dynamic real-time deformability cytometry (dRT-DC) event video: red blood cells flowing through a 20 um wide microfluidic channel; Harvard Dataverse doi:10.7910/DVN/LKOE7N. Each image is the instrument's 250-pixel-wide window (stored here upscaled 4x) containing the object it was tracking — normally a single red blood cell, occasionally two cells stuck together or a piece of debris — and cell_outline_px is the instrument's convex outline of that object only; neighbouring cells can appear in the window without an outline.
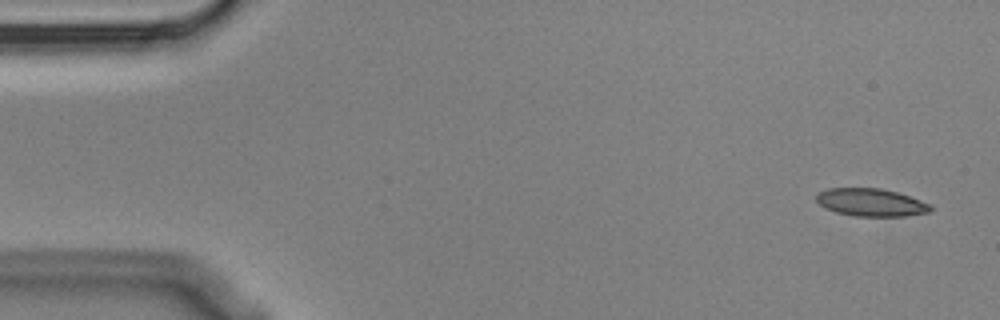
{"species": "Egyptian fruit bat (a non-hibernating species)", "species_latin": "Rousettus aegyptiacus", "temperature_condition": "cold", "stored_images_in_passage": 5, "camera_frame_rate_fps": 3000, "um_per_image_px": 0.085, "animal": {"sex": "male"}, "frame": {"image": 1, "passage_image": 1, "time_ms": 0.0, "image_size_px": [1000, 320], "cell_outline_px": [[932, 208], [928, 212], [904, 216], [856, 216], [836, 212], [824, 208], [816, 200], [816, 196], [820, 192], [828, 188], [880, 188], [896, 192], [932, 204]], "centroid_in_image_um": [74.02, 17.2], "position_along_channel_um": 11.0, "area_um2": 18.32}}
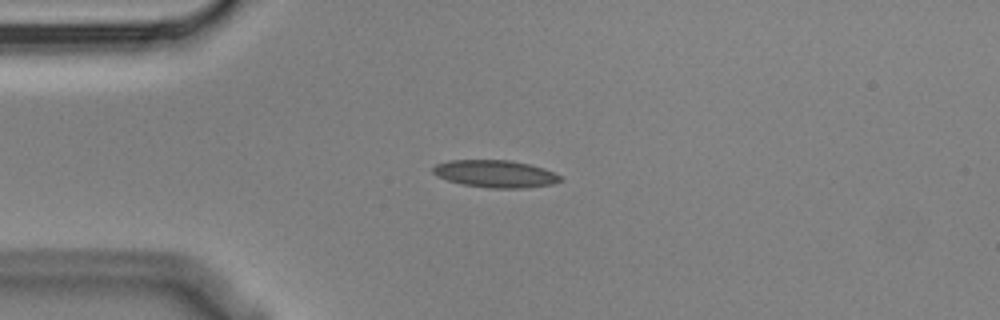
{"frame": {"image": 2, "passage_image": 4, "time_ms": 1.0, "image_size_px": [1000, 320], "cell_outline_px": [[564, 180], [552, 184], [524, 188], [488, 188], [460, 184], [436, 176], [432, 172], [432, 168], [436, 164], [448, 160], [512, 160], [544, 168], [560, 176]], "centroid_in_image_um": [42.08, 14.77], "position_along_channel_um": 42.9, "area_um2": 20.4}}